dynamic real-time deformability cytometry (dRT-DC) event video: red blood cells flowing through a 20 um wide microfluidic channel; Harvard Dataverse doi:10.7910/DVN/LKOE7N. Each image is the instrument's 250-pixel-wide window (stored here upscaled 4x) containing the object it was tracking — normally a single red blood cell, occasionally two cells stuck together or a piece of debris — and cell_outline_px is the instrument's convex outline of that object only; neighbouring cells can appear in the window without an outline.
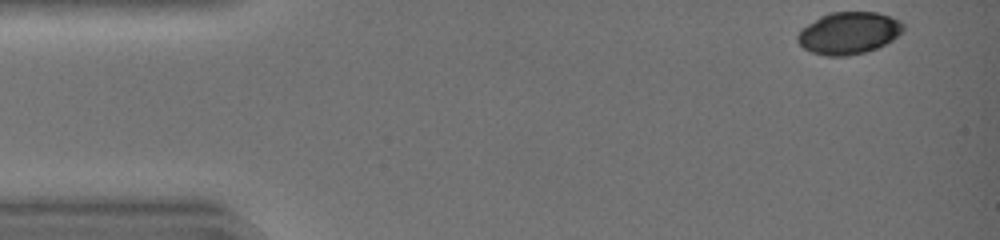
{"species": "common noctule bat (a hibernating species)", "species_latin": "Nyctalus noctula", "temperature_condition": "warm", "stored_images_in_passage": 8, "camera_frame_rate_fps": 3000, "um_per_image_px": 0.085, "animal": {"sex": "female", "body_mass_g": 19.0, "forearm_length_mm": 51.5}, "frame": {"image": 1, "passage_image": 1, "time_ms": 0.0, "image_size_px": [1000, 240], "cell_outline_px": [[904, 28], [892, 40], [868, 52], [848, 56], [824, 56], [812, 52], [804, 48], [796, 40], [796, 36], [808, 24], [820, 16], [828, 12], [876, 12], [900, 20], [904, 24]], "centroid_in_image_um": [72.13, 2.81], "position_along_channel_um": 12.9, "area_um2": 25.84}}